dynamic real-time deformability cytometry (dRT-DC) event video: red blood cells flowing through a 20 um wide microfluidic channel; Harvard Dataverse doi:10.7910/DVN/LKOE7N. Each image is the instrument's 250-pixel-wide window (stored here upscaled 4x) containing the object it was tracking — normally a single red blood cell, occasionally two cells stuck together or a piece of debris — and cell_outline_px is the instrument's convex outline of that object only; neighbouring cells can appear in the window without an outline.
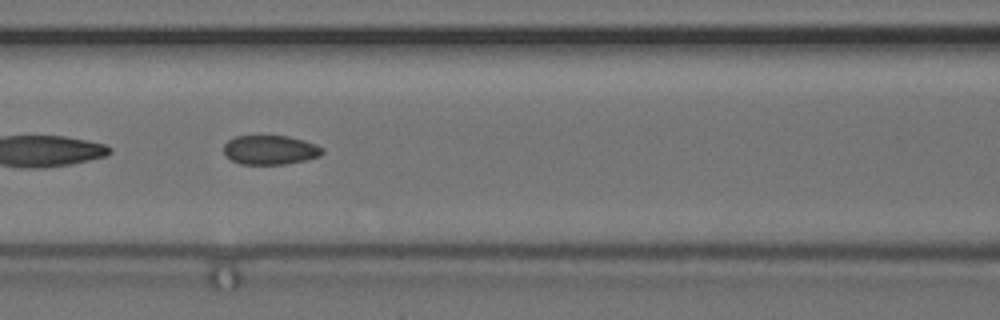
{"species": "common noctule bat (a hibernating species)", "species_latin": "Nyctalus noctula", "temperature_condition": "cold", "stored_images_in_passage": 28, "segment_of_instrument_passage": [2, 2], "camera_frame_rate_fps": 3000, "um_per_image_px": 0.085, "animal": {"sex": "female", "body_mass_g": 24.6, "forearm_length_mm": 56.2}, "frame": {"image": 1, "passage_image": 25, "time_ms": 8.0, "image_size_px": [1000, 320], "cell_outline_px": [[324, 152], [320, 156], [304, 160], [284, 164], [240, 164], [232, 160], [224, 152], [224, 144], [228, 140], [236, 136], [288, 136], [304, 140], [316, 144], [324, 148]], "centroid_in_image_um": [22.99, 12.74], "position_along_channel_um": 143.6, "area_um2": 16.76}}